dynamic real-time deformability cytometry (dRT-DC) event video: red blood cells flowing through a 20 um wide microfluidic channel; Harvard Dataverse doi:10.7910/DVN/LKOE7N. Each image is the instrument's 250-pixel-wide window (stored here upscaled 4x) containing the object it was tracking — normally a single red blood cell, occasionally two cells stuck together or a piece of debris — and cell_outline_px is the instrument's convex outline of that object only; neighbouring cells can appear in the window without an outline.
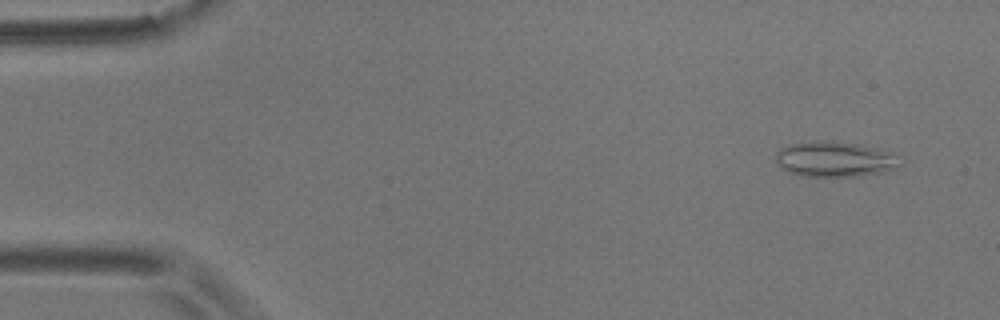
{"species": "common noctule bat (a hibernating species)", "species_latin": "Nyctalus noctula", "temperature_condition": "room temperature", "stored_images_in_passage": 6, "camera_frame_rate_fps": 3000, "um_per_image_px": 0.085, "animal": {"sex": "male", "body_mass_g": 17.9}, "frame": {"image": 1, "passage_image": 2, "time_ms": 0.333, "image_size_px": [1000, 320], "cell_outline_px": [[904, 164], [900, 168], [884, 172], [864, 176], [800, 176], [788, 172], [780, 168], [776, 160], [776, 152], [780, 148], [788, 144], [812, 140], [816, 140], [860, 144], [904, 156]], "centroid_in_image_um": [71.03, 13.54], "position_along_channel_um": 14.0, "area_um2": 26.36}}